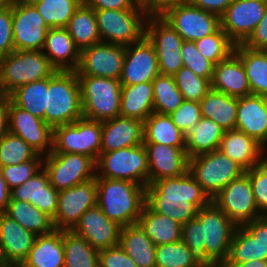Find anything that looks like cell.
I'll use <instances>...</instances> for the list:
<instances>
[{"label":"cell","mask_w":267,"mask_h":267,"mask_svg":"<svg viewBox=\"0 0 267 267\" xmlns=\"http://www.w3.org/2000/svg\"><path fill=\"white\" fill-rule=\"evenodd\" d=\"M9 102V96L0 95V140L9 132Z\"/></svg>","instance_id":"obj_60"},{"label":"cell","mask_w":267,"mask_h":267,"mask_svg":"<svg viewBox=\"0 0 267 267\" xmlns=\"http://www.w3.org/2000/svg\"><path fill=\"white\" fill-rule=\"evenodd\" d=\"M9 132L21 137L39 155L47 156L53 147V128L43 119L9 102Z\"/></svg>","instance_id":"obj_19"},{"label":"cell","mask_w":267,"mask_h":267,"mask_svg":"<svg viewBox=\"0 0 267 267\" xmlns=\"http://www.w3.org/2000/svg\"><path fill=\"white\" fill-rule=\"evenodd\" d=\"M236 226H244L264 214L258 209L249 177L244 173L232 180L213 199Z\"/></svg>","instance_id":"obj_13"},{"label":"cell","mask_w":267,"mask_h":267,"mask_svg":"<svg viewBox=\"0 0 267 267\" xmlns=\"http://www.w3.org/2000/svg\"><path fill=\"white\" fill-rule=\"evenodd\" d=\"M5 214L36 235L51 233L53 219L28 202L10 199Z\"/></svg>","instance_id":"obj_39"},{"label":"cell","mask_w":267,"mask_h":267,"mask_svg":"<svg viewBox=\"0 0 267 267\" xmlns=\"http://www.w3.org/2000/svg\"><path fill=\"white\" fill-rule=\"evenodd\" d=\"M137 224L156 246L182 240V225L170 217L153 212L146 204Z\"/></svg>","instance_id":"obj_34"},{"label":"cell","mask_w":267,"mask_h":267,"mask_svg":"<svg viewBox=\"0 0 267 267\" xmlns=\"http://www.w3.org/2000/svg\"><path fill=\"white\" fill-rule=\"evenodd\" d=\"M212 200L189 170L180 176L157 180L146 187L145 204L158 214L186 224Z\"/></svg>","instance_id":"obj_1"},{"label":"cell","mask_w":267,"mask_h":267,"mask_svg":"<svg viewBox=\"0 0 267 267\" xmlns=\"http://www.w3.org/2000/svg\"><path fill=\"white\" fill-rule=\"evenodd\" d=\"M39 154L21 137L6 133L0 140V167L35 159Z\"/></svg>","instance_id":"obj_46"},{"label":"cell","mask_w":267,"mask_h":267,"mask_svg":"<svg viewBox=\"0 0 267 267\" xmlns=\"http://www.w3.org/2000/svg\"><path fill=\"white\" fill-rule=\"evenodd\" d=\"M225 131L215 121L202 117L185 134V150L188 158L218 150Z\"/></svg>","instance_id":"obj_33"},{"label":"cell","mask_w":267,"mask_h":267,"mask_svg":"<svg viewBox=\"0 0 267 267\" xmlns=\"http://www.w3.org/2000/svg\"><path fill=\"white\" fill-rule=\"evenodd\" d=\"M58 194L59 191L50 184L49 176L42 167L31 179L13 188L10 192V199L28 202L54 219L57 212Z\"/></svg>","instance_id":"obj_25"},{"label":"cell","mask_w":267,"mask_h":267,"mask_svg":"<svg viewBox=\"0 0 267 267\" xmlns=\"http://www.w3.org/2000/svg\"><path fill=\"white\" fill-rule=\"evenodd\" d=\"M97 205L121 226L137 224L146 202V187L127 180L96 177Z\"/></svg>","instance_id":"obj_2"},{"label":"cell","mask_w":267,"mask_h":267,"mask_svg":"<svg viewBox=\"0 0 267 267\" xmlns=\"http://www.w3.org/2000/svg\"><path fill=\"white\" fill-rule=\"evenodd\" d=\"M194 42L199 52L214 66L227 59L235 47L221 27L215 33Z\"/></svg>","instance_id":"obj_45"},{"label":"cell","mask_w":267,"mask_h":267,"mask_svg":"<svg viewBox=\"0 0 267 267\" xmlns=\"http://www.w3.org/2000/svg\"><path fill=\"white\" fill-rule=\"evenodd\" d=\"M245 174L249 177L253 195L258 209L267 215V162L254 166L245 170Z\"/></svg>","instance_id":"obj_52"},{"label":"cell","mask_w":267,"mask_h":267,"mask_svg":"<svg viewBox=\"0 0 267 267\" xmlns=\"http://www.w3.org/2000/svg\"><path fill=\"white\" fill-rule=\"evenodd\" d=\"M235 129L267 149V97L250 94L237 98Z\"/></svg>","instance_id":"obj_24"},{"label":"cell","mask_w":267,"mask_h":267,"mask_svg":"<svg viewBox=\"0 0 267 267\" xmlns=\"http://www.w3.org/2000/svg\"><path fill=\"white\" fill-rule=\"evenodd\" d=\"M152 85L154 112L169 115L184 101L173 76L158 74Z\"/></svg>","instance_id":"obj_42"},{"label":"cell","mask_w":267,"mask_h":267,"mask_svg":"<svg viewBox=\"0 0 267 267\" xmlns=\"http://www.w3.org/2000/svg\"><path fill=\"white\" fill-rule=\"evenodd\" d=\"M160 74L159 63L153 43L145 35L140 41L126 46L122 85H135L153 81Z\"/></svg>","instance_id":"obj_20"},{"label":"cell","mask_w":267,"mask_h":267,"mask_svg":"<svg viewBox=\"0 0 267 267\" xmlns=\"http://www.w3.org/2000/svg\"><path fill=\"white\" fill-rule=\"evenodd\" d=\"M99 267H137L120 245L99 251Z\"/></svg>","instance_id":"obj_55"},{"label":"cell","mask_w":267,"mask_h":267,"mask_svg":"<svg viewBox=\"0 0 267 267\" xmlns=\"http://www.w3.org/2000/svg\"><path fill=\"white\" fill-rule=\"evenodd\" d=\"M20 267H64L63 231L37 235L28 257Z\"/></svg>","instance_id":"obj_30"},{"label":"cell","mask_w":267,"mask_h":267,"mask_svg":"<svg viewBox=\"0 0 267 267\" xmlns=\"http://www.w3.org/2000/svg\"><path fill=\"white\" fill-rule=\"evenodd\" d=\"M188 170L211 200L232 180L245 173L241 165L219 150L189 158Z\"/></svg>","instance_id":"obj_8"},{"label":"cell","mask_w":267,"mask_h":267,"mask_svg":"<svg viewBox=\"0 0 267 267\" xmlns=\"http://www.w3.org/2000/svg\"><path fill=\"white\" fill-rule=\"evenodd\" d=\"M121 227L96 205L80 217L71 231L100 251L119 245Z\"/></svg>","instance_id":"obj_21"},{"label":"cell","mask_w":267,"mask_h":267,"mask_svg":"<svg viewBox=\"0 0 267 267\" xmlns=\"http://www.w3.org/2000/svg\"><path fill=\"white\" fill-rule=\"evenodd\" d=\"M0 267H8V266H5V265H3V264H0Z\"/></svg>","instance_id":"obj_68"},{"label":"cell","mask_w":267,"mask_h":267,"mask_svg":"<svg viewBox=\"0 0 267 267\" xmlns=\"http://www.w3.org/2000/svg\"><path fill=\"white\" fill-rule=\"evenodd\" d=\"M152 81L122 85L120 116L144 122L154 112Z\"/></svg>","instance_id":"obj_32"},{"label":"cell","mask_w":267,"mask_h":267,"mask_svg":"<svg viewBox=\"0 0 267 267\" xmlns=\"http://www.w3.org/2000/svg\"><path fill=\"white\" fill-rule=\"evenodd\" d=\"M65 28L80 51L101 42L95 11L83 3L75 10Z\"/></svg>","instance_id":"obj_38"},{"label":"cell","mask_w":267,"mask_h":267,"mask_svg":"<svg viewBox=\"0 0 267 267\" xmlns=\"http://www.w3.org/2000/svg\"><path fill=\"white\" fill-rule=\"evenodd\" d=\"M189 1L190 0H158V14L171 5L187 3Z\"/></svg>","instance_id":"obj_64"},{"label":"cell","mask_w":267,"mask_h":267,"mask_svg":"<svg viewBox=\"0 0 267 267\" xmlns=\"http://www.w3.org/2000/svg\"><path fill=\"white\" fill-rule=\"evenodd\" d=\"M12 6L14 50L42 51L49 27L33 4Z\"/></svg>","instance_id":"obj_18"},{"label":"cell","mask_w":267,"mask_h":267,"mask_svg":"<svg viewBox=\"0 0 267 267\" xmlns=\"http://www.w3.org/2000/svg\"><path fill=\"white\" fill-rule=\"evenodd\" d=\"M212 89L240 98L251 94L250 85L241 60L232 53L214 66Z\"/></svg>","instance_id":"obj_29"},{"label":"cell","mask_w":267,"mask_h":267,"mask_svg":"<svg viewBox=\"0 0 267 267\" xmlns=\"http://www.w3.org/2000/svg\"><path fill=\"white\" fill-rule=\"evenodd\" d=\"M148 173L144 144L101 152L96 161V177L127 180L147 187Z\"/></svg>","instance_id":"obj_7"},{"label":"cell","mask_w":267,"mask_h":267,"mask_svg":"<svg viewBox=\"0 0 267 267\" xmlns=\"http://www.w3.org/2000/svg\"><path fill=\"white\" fill-rule=\"evenodd\" d=\"M82 3L93 10L138 9L135 0H82Z\"/></svg>","instance_id":"obj_57"},{"label":"cell","mask_w":267,"mask_h":267,"mask_svg":"<svg viewBox=\"0 0 267 267\" xmlns=\"http://www.w3.org/2000/svg\"><path fill=\"white\" fill-rule=\"evenodd\" d=\"M39 0H14L15 3H23V4H34Z\"/></svg>","instance_id":"obj_66"},{"label":"cell","mask_w":267,"mask_h":267,"mask_svg":"<svg viewBox=\"0 0 267 267\" xmlns=\"http://www.w3.org/2000/svg\"><path fill=\"white\" fill-rule=\"evenodd\" d=\"M50 184L62 191L96 176V161L86 155L49 153L43 157Z\"/></svg>","instance_id":"obj_12"},{"label":"cell","mask_w":267,"mask_h":267,"mask_svg":"<svg viewBox=\"0 0 267 267\" xmlns=\"http://www.w3.org/2000/svg\"><path fill=\"white\" fill-rule=\"evenodd\" d=\"M101 42L128 46L146 35L149 10L138 9L94 10Z\"/></svg>","instance_id":"obj_6"},{"label":"cell","mask_w":267,"mask_h":267,"mask_svg":"<svg viewBox=\"0 0 267 267\" xmlns=\"http://www.w3.org/2000/svg\"><path fill=\"white\" fill-rule=\"evenodd\" d=\"M218 150L245 170L262 163L266 154V148L256 139L236 129L225 131Z\"/></svg>","instance_id":"obj_26"},{"label":"cell","mask_w":267,"mask_h":267,"mask_svg":"<svg viewBox=\"0 0 267 267\" xmlns=\"http://www.w3.org/2000/svg\"><path fill=\"white\" fill-rule=\"evenodd\" d=\"M57 70L42 51L14 50L0 58V95L21 85L51 77Z\"/></svg>","instance_id":"obj_4"},{"label":"cell","mask_w":267,"mask_h":267,"mask_svg":"<svg viewBox=\"0 0 267 267\" xmlns=\"http://www.w3.org/2000/svg\"><path fill=\"white\" fill-rule=\"evenodd\" d=\"M82 0H39L33 5L49 28H65Z\"/></svg>","instance_id":"obj_43"},{"label":"cell","mask_w":267,"mask_h":267,"mask_svg":"<svg viewBox=\"0 0 267 267\" xmlns=\"http://www.w3.org/2000/svg\"><path fill=\"white\" fill-rule=\"evenodd\" d=\"M182 241L191 250L193 259L200 267L218 266L205 251L202 225L197 218H193L182 225Z\"/></svg>","instance_id":"obj_49"},{"label":"cell","mask_w":267,"mask_h":267,"mask_svg":"<svg viewBox=\"0 0 267 267\" xmlns=\"http://www.w3.org/2000/svg\"><path fill=\"white\" fill-rule=\"evenodd\" d=\"M223 267H267V261L265 260H252L238 264H223Z\"/></svg>","instance_id":"obj_62"},{"label":"cell","mask_w":267,"mask_h":267,"mask_svg":"<svg viewBox=\"0 0 267 267\" xmlns=\"http://www.w3.org/2000/svg\"><path fill=\"white\" fill-rule=\"evenodd\" d=\"M42 52L57 71H76L81 51L66 28H49Z\"/></svg>","instance_id":"obj_28"},{"label":"cell","mask_w":267,"mask_h":267,"mask_svg":"<svg viewBox=\"0 0 267 267\" xmlns=\"http://www.w3.org/2000/svg\"><path fill=\"white\" fill-rule=\"evenodd\" d=\"M11 190L8 188L7 183L0 170V214L5 213L9 204Z\"/></svg>","instance_id":"obj_61"},{"label":"cell","mask_w":267,"mask_h":267,"mask_svg":"<svg viewBox=\"0 0 267 267\" xmlns=\"http://www.w3.org/2000/svg\"><path fill=\"white\" fill-rule=\"evenodd\" d=\"M233 53L241 60L251 94L267 97V55L263 50H253L243 44L235 45Z\"/></svg>","instance_id":"obj_36"},{"label":"cell","mask_w":267,"mask_h":267,"mask_svg":"<svg viewBox=\"0 0 267 267\" xmlns=\"http://www.w3.org/2000/svg\"><path fill=\"white\" fill-rule=\"evenodd\" d=\"M155 261L156 267H200L182 240L156 246Z\"/></svg>","instance_id":"obj_47"},{"label":"cell","mask_w":267,"mask_h":267,"mask_svg":"<svg viewBox=\"0 0 267 267\" xmlns=\"http://www.w3.org/2000/svg\"><path fill=\"white\" fill-rule=\"evenodd\" d=\"M14 51L12 6L0 9V58Z\"/></svg>","instance_id":"obj_54"},{"label":"cell","mask_w":267,"mask_h":267,"mask_svg":"<svg viewBox=\"0 0 267 267\" xmlns=\"http://www.w3.org/2000/svg\"><path fill=\"white\" fill-rule=\"evenodd\" d=\"M243 45L253 50H263L267 47V7L263 18Z\"/></svg>","instance_id":"obj_58"},{"label":"cell","mask_w":267,"mask_h":267,"mask_svg":"<svg viewBox=\"0 0 267 267\" xmlns=\"http://www.w3.org/2000/svg\"><path fill=\"white\" fill-rule=\"evenodd\" d=\"M146 36L155 47L160 74L174 76L183 67L182 37L158 14L148 16Z\"/></svg>","instance_id":"obj_14"},{"label":"cell","mask_w":267,"mask_h":267,"mask_svg":"<svg viewBox=\"0 0 267 267\" xmlns=\"http://www.w3.org/2000/svg\"><path fill=\"white\" fill-rule=\"evenodd\" d=\"M172 122L186 134L202 118L199 102L184 100L182 104L169 114Z\"/></svg>","instance_id":"obj_53"},{"label":"cell","mask_w":267,"mask_h":267,"mask_svg":"<svg viewBox=\"0 0 267 267\" xmlns=\"http://www.w3.org/2000/svg\"><path fill=\"white\" fill-rule=\"evenodd\" d=\"M83 117L105 121L120 116L122 84L114 78L77 75Z\"/></svg>","instance_id":"obj_5"},{"label":"cell","mask_w":267,"mask_h":267,"mask_svg":"<svg viewBox=\"0 0 267 267\" xmlns=\"http://www.w3.org/2000/svg\"><path fill=\"white\" fill-rule=\"evenodd\" d=\"M173 77L184 100L200 102L212 89L211 80L196 75L184 66Z\"/></svg>","instance_id":"obj_48"},{"label":"cell","mask_w":267,"mask_h":267,"mask_svg":"<svg viewBox=\"0 0 267 267\" xmlns=\"http://www.w3.org/2000/svg\"><path fill=\"white\" fill-rule=\"evenodd\" d=\"M143 144V122L135 118L115 117L102 122L101 152Z\"/></svg>","instance_id":"obj_27"},{"label":"cell","mask_w":267,"mask_h":267,"mask_svg":"<svg viewBox=\"0 0 267 267\" xmlns=\"http://www.w3.org/2000/svg\"><path fill=\"white\" fill-rule=\"evenodd\" d=\"M202 117L215 121L223 129L234 130L237 117V98L211 89L200 100Z\"/></svg>","instance_id":"obj_35"},{"label":"cell","mask_w":267,"mask_h":267,"mask_svg":"<svg viewBox=\"0 0 267 267\" xmlns=\"http://www.w3.org/2000/svg\"><path fill=\"white\" fill-rule=\"evenodd\" d=\"M126 46L99 42L81 50L76 75L98 76L119 80Z\"/></svg>","instance_id":"obj_16"},{"label":"cell","mask_w":267,"mask_h":267,"mask_svg":"<svg viewBox=\"0 0 267 267\" xmlns=\"http://www.w3.org/2000/svg\"><path fill=\"white\" fill-rule=\"evenodd\" d=\"M263 51L266 53V55H267V47L265 48V49H263Z\"/></svg>","instance_id":"obj_67"},{"label":"cell","mask_w":267,"mask_h":267,"mask_svg":"<svg viewBox=\"0 0 267 267\" xmlns=\"http://www.w3.org/2000/svg\"><path fill=\"white\" fill-rule=\"evenodd\" d=\"M143 144L147 150L149 185L157 180L177 177L188 171L189 158L185 147H173L158 143Z\"/></svg>","instance_id":"obj_23"},{"label":"cell","mask_w":267,"mask_h":267,"mask_svg":"<svg viewBox=\"0 0 267 267\" xmlns=\"http://www.w3.org/2000/svg\"><path fill=\"white\" fill-rule=\"evenodd\" d=\"M256 240L260 247V260L267 261V215L254 219L243 226Z\"/></svg>","instance_id":"obj_56"},{"label":"cell","mask_w":267,"mask_h":267,"mask_svg":"<svg viewBox=\"0 0 267 267\" xmlns=\"http://www.w3.org/2000/svg\"><path fill=\"white\" fill-rule=\"evenodd\" d=\"M8 96L16 106L45 121L48 100V78L21 85Z\"/></svg>","instance_id":"obj_40"},{"label":"cell","mask_w":267,"mask_h":267,"mask_svg":"<svg viewBox=\"0 0 267 267\" xmlns=\"http://www.w3.org/2000/svg\"><path fill=\"white\" fill-rule=\"evenodd\" d=\"M119 245L137 267H156V245L138 224L121 227Z\"/></svg>","instance_id":"obj_31"},{"label":"cell","mask_w":267,"mask_h":267,"mask_svg":"<svg viewBox=\"0 0 267 267\" xmlns=\"http://www.w3.org/2000/svg\"><path fill=\"white\" fill-rule=\"evenodd\" d=\"M138 5L149 10L150 14H158V0H135Z\"/></svg>","instance_id":"obj_63"},{"label":"cell","mask_w":267,"mask_h":267,"mask_svg":"<svg viewBox=\"0 0 267 267\" xmlns=\"http://www.w3.org/2000/svg\"><path fill=\"white\" fill-rule=\"evenodd\" d=\"M232 1L233 0H190L189 2L204 11H208L220 17Z\"/></svg>","instance_id":"obj_59"},{"label":"cell","mask_w":267,"mask_h":267,"mask_svg":"<svg viewBox=\"0 0 267 267\" xmlns=\"http://www.w3.org/2000/svg\"><path fill=\"white\" fill-rule=\"evenodd\" d=\"M185 41H196L220 28V17L190 2L171 5L158 14Z\"/></svg>","instance_id":"obj_11"},{"label":"cell","mask_w":267,"mask_h":267,"mask_svg":"<svg viewBox=\"0 0 267 267\" xmlns=\"http://www.w3.org/2000/svg\"><path fill=\"white\" fill-rule=\"evenodd\" d=\"M267 3L261 0H233L220 16V27L235 44H243L264 16Z\"/></svg>","instance_id":"obj_17"},{"label":"cell","mask_w":267,"mask_h":267,"mask_svg":"<svg viewBox=\"0 0 267 267\" xmlns=\"http://www.w3.org/2000/svg\"><path fill=\"white\" fill-rule=\"evenodd\" d=\"M196 218L202 225L206 253L218 266H222L228 258L237 226L212 201L198 210Z\"/></svg>","instance_id":"obj_10"},{"label":"cell","mask_w":267,"mask_h":267,"mask_svg":"<svg viewBox=\"0 0 267 267\" xmlns=\"http://www.w3.org/2000/svg\"><path fill=\"white\" fill-rule=\"evenodd\" d=\"M180 54L184 67L196 75L212 81L214 65L199 52L194 41L184 40Z\"/></svg>","instance_id":"obj_51"},{"label":"cell","mask_w":267,"mask_h":267,"mask_svg":"<svg viewBox=\"0 0 267 267\" xmlns=\"http://www.w3.org/2000/svg\"><path fill=\"white\" fill-rule=\"evenodd\" d=\"M143 143L185 147V134L167 114L153 112L143 122Z\"/></svg>","instance_id":"obj_37"},{"label":"cell","mask_w":267,"mask_h":267,"mask_svg":"<svg viewBox=\"0 0 267 267\" xmlns=\"http://www.w3.org/2000/svg\"><path fill=\"white\" fill-rule=\"evenodd\" d=\"M13 2L14 0H0V9L10 6Z\"/></svg>","instance_id":"obj_65"},{"label":"cell","mask_w":267,"mask_h":267,"mask_svg":"<svg viewBox=\"0 0 267 267\" xmlns=\"http://www.w3.org/2000/svg\"><path fill=\"white\" fill-rule=\"evenodd\" d=\"M37 235L5 213L0 214V264L20 267L28 257Z\"/></svg>","instance_id":"obj_22"},{"label":"cell","mask_w":267,"mask_h":267,"mask_svg":"<svg viewBox=\"0 0 267 267\" xmlns=\"http://www.w3.org/2000/svg\"><path fill=\"white\" fill-rule=\"evenodd\" d=\"M43 167V156L38 155L35 159L27 162L0 167L2 175L10 190L22 185L31 179Z\"/></svg>","instance_id":"obj_50"},{"label":"cell","mask_w":267,"mask_h":267,"mask_svg":"<svg viewBox=\"0 0 267 267\" xmlns=\"http://www.w3.org/2000/svg\"><path fill=\"white\" fill-rule=\"evenodd\" d=\"M97 205L96 176L76 186L59 191L57 212L53 219L54 228L71 231L80 217Z\"/></svg>","instance_id":"obj_15"},{"label":"cell","mask_w":267,"mask_h":267,"mask_svg":"<svg viewBox=\"0 0 267 267\" xmlns=\"http://www.w3.org/2000/svg\"><path fill=\"white\" fill-rule=\"evenodd\" d=\"M260 260L259 242L243 226H237L227 260L223 264H238Z\"/></svg>","instance_id":"obj_44"},{"label":"cell","mask_w":267,"mask_h":267,"mask_svg":"<svg viewBox=\"0 0 267 267\" xmlns=\"http://www.w3.org/2000/svg\"><path fill=\"white\" fill-rule=\"evenodd\" d=\"M83 117L80 85L76 71H56L48 77L45 122L52 128Z\"/></svg>","instance_id":"obj_3"},{"label":"cell","mask_w":267,"mask_h":267,"mask_svg":"<svg viewBox=\"0 0 267 267\" xmlns=\"http://www.w3.org/2000/svg\"><path fill=\"white\" fill-rule=\"evenodd\" d=\"M102 122L82 117L73 123L53 128L50 153L82 154L97 161L101 153Z\"/></svg>","instance_id":"obj_9"},{"label":"cell","mask_w":267,"mask_h":267,"mask_svg":"<svg viewBox=\"0 0 267 267\" xmlns=\"http://www.w3.org/2000/svg\"><path fill=\"white\" fill-rule=\"evenodd\" d=\"M64 267H99V251L72 231H63Z\"/></svg>","instance_id":"obj_41"}]
</instances>
